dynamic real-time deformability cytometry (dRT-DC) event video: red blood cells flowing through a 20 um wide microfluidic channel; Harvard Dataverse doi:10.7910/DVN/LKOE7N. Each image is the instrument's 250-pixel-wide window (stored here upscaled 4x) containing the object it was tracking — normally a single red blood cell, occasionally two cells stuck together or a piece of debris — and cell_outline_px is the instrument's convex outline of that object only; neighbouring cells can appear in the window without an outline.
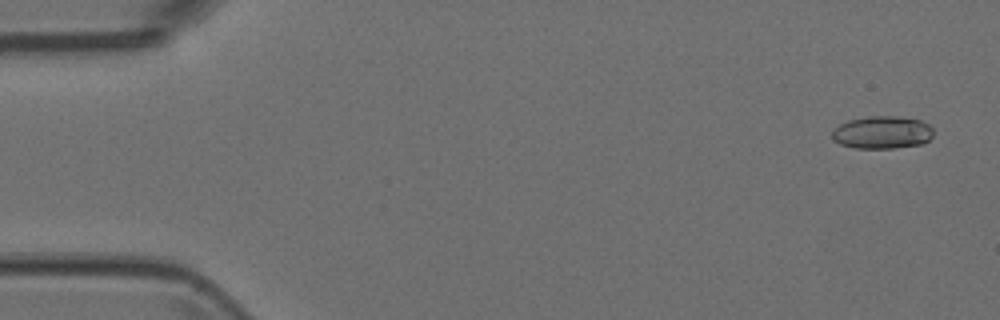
{"species": "Egyptian fruit bat (a non-hibernating species)", "species_latin": "Rousettus aegyptiacus", "temperature_condition": "room temperature", "stored_images_in_passage": 5, "camera_frame_rate_fps": 3000, "um_per_image_px": 0.085, "animal": {"sex": "female"}, "frame": {"image": 1, "passage_image": 1, "time_ms": 0.0, "image_size_px": [1000, 320], "cell_outline_px": [[932, 136], [924, 144], [892, 148], [856, 148], [840, 144], [832, 140], [832, 128], [848, 120], [868, 116], [896, 116], [920, 120], [928, 124], [932, 128]], "centroid_in_image_um": [74.96, 11.25], "position_along_channel_um": 10.0, "area_um2": 19.42}}